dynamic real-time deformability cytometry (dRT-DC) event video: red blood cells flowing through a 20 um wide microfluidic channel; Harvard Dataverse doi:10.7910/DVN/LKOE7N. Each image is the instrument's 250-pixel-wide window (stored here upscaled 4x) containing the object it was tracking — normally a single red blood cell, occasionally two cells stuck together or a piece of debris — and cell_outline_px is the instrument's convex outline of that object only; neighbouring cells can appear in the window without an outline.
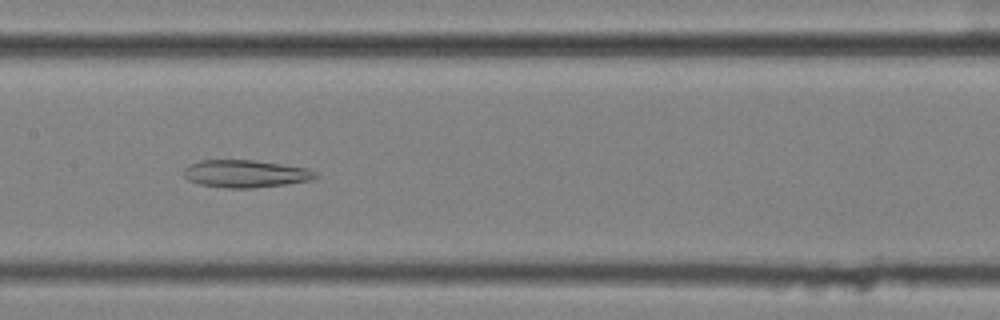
{"species": "common noctule bat (a hibernating species)", "species_latin": "Nyctalus noctula", "temperature_condition": "cold", "stored_images_in_passage": 57, "segment_of_instrument_passage": [2, 2], "camera_frame_rate_fps": 3000, "um_per_image_px": 0.085, "animal": {"sex": "female", "body_mass_g": 25.1}, "frame": {"image": 1, "passage_image": 29, "time_ms": 9.333, "image_size_px": [1000, 320], "cell_outline_px": [[316, 176], [312, 180], [284, 184], [252, 188], [228, 188], [200, 184], [188, 180], [184, 176], [184, 168], [188, 164], [200, 160], [252, 160], [308, 168], [316, 172]], "centroid_in_image_um": [20.83, 14.76], "position_along_channel_um": 186.6, "area_um2": 20.98}}
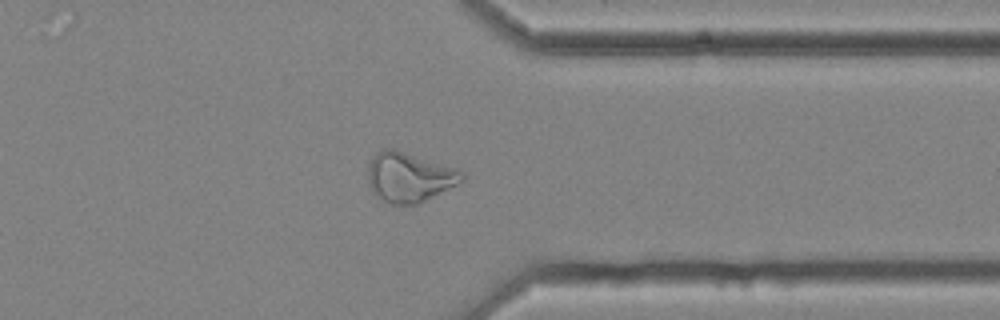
{"frame": {"image": 2, "passage_image": 45, "time_ms": 14.667, "image_size_px": [1000, 320], "cell_outline_px": [[464, 180], [420, 204], [392, 204], [376, 196], [372, 192], [368, 180], [368, 164], [376, 152], [380, 148], [396, 148], [464, 172]], "centroid_in_image_um": [34.75, 15.05], "position_along_channel_um": 376.7, "area_um2": 27.22}}
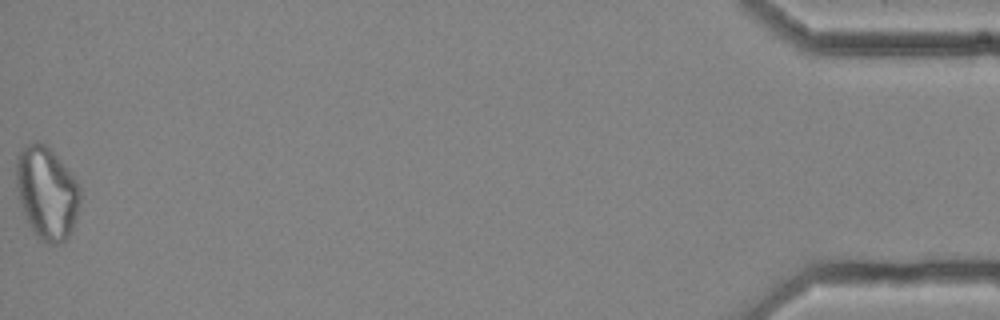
{"frame": {"image": 3, "passage_image": 57, "time_ms": 18.667, "image_size_px": [1000, 320], "cell_outline_px": [[80, 200], [76, 216], [72, 228], [68, 236], [64, 240], [56, 244], [48, 244], [40, 240], [36, 236], [28, 224], [20, 204], [16, 188], [16, 160], [20, 152], [28, 144], [36, 140], [44, 144], [56, 156], [76, 180], [80, 188]], "centroid_in_image_um": [3.95, 16.42], "position_along_channel_um": 431.2, "area_um2": 34.22}}